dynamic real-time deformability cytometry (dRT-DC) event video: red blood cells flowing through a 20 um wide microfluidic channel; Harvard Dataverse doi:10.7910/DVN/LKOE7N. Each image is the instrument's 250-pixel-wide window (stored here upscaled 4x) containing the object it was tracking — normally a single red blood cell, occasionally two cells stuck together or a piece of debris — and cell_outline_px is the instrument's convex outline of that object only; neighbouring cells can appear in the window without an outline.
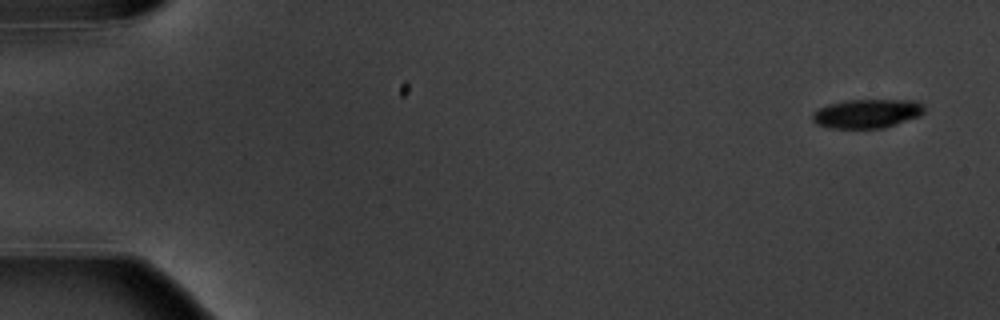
{"species": "common noctule bat (a hibernating species)", "species_latin": "Nyctalus noctula", "temperature_condition": "warm", "stored_images_in_passage": 6, "segment_of_instrument_passage": [1, 2], "camera_frame_rate_fps": 3000, "um_per_image_px": 0.085, "animal": {"sex": "male", "body_mass_g": 20.1, "forearm_length_mm": 53.5}, "frame": {"image": 1, "passage_image": 1, "time_ms": 0.0, "image_size_px": [1000, 320], "cell_outline_px": [[924, 112], [920, 116], [884, 128], [828, 128], [816, 124], [812, 120], [812, 112], [828, 104], [848, 100], [916, 100], [924, 104]], "centroid_in_image_um": [73.7, 9.65], "position_along_channel_um": 11.3, "area_um2": 19.02}}
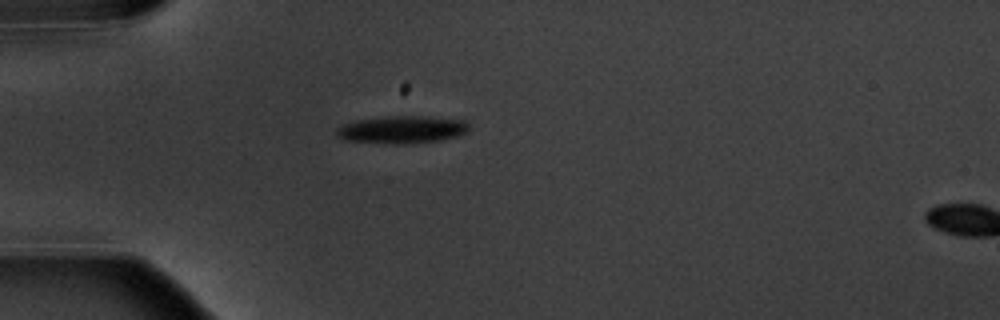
{"frame": {"image": 2, "passage_image": 5, "time_ms": 4.667, "image_size_px": [1000, 320], "cell_outline_px": [[468, 132], [456, 136], [440, 140], [404, 144], [392, 144], [344, 140], [336, 136], [336, 128], [344, 124], [360, 120], [392, 116], [420, 116], [464, 120], [468, 124]], "centroid_in_image_um": [34.16, 11.03], "position_along_channel_um": 50.8, "area_um2": 21.04}}